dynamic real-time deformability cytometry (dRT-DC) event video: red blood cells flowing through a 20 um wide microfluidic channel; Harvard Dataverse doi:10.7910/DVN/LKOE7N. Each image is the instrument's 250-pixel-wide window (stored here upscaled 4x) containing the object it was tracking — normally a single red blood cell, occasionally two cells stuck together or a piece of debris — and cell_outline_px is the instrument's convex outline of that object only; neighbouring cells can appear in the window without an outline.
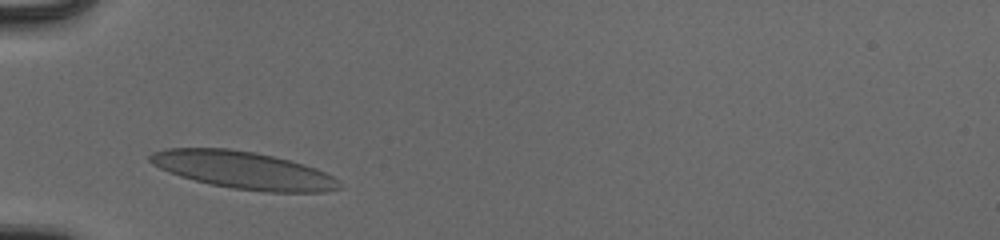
{"species": "human", "species_latin": "Homo sapiens", "temperature_condition": "cold", "stored_images_in_passage": 28, "camera_frame_rate_fps": 3000, "um_per_image_px": 0.085, "donor": {"sex": "male"}, "frame": {"image": 1, "passage_image": 1, "time_ms": 0.0, "image_size_px": [1000, 240], "cell_outline_px": [[344, 188], [324, 192], [268, 192], [232, 188], [212, 184], [180, 176], [160, 168], [152, 164], [148, 160], [148, 156], [152, 152], [168, 148], [228, 148], [252, 152], [272, 156], [304, 164], [316, 168], [340, 180]], "centroid_in_image_um": [20.72, 14.47], "position_along_channel_um": 64.3, "area_um2": 41.1}}
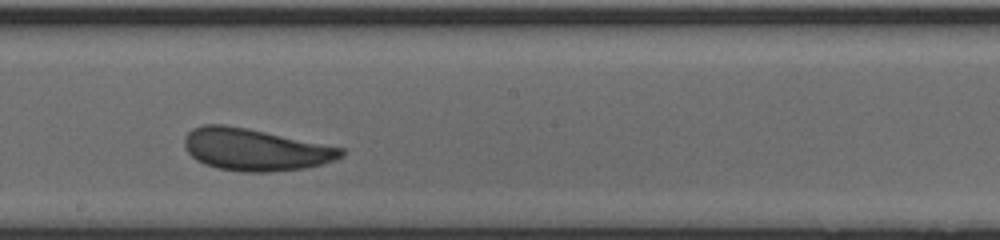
{"frame": {"image": 2, "passage_image": 14, "time_ms": 4.333, "image_size_px": [1000, 240], "cell_outline_px": [[344, 156], [336, 160], [304, 168], [268, 172], [244, 172], [216, 168], [204, 164], [196, 160], [184, 148], [184, 136], [192, 128], [204, 124], [224, 124], [248, 128], [344, 148]], "centroid_in_image_um": [21.66, 12.71], "position_along_channel_um": 226.5, "area_um2": 38.55}}
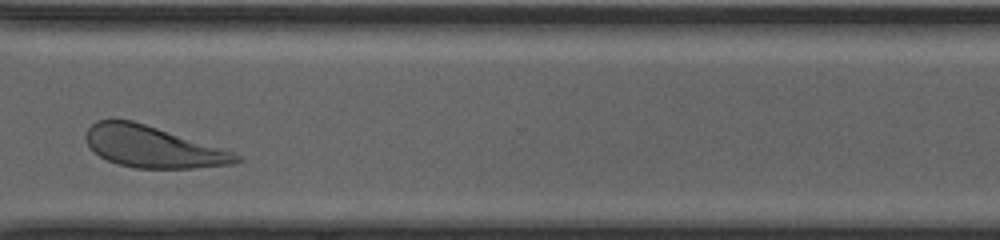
{"frame": {"image": 3, "passage_image": 24, "time_ms": 7.667, "image_size_px": [1000, 240], "cell_outline_px": [[244, 160], [232, 164], [192, 168], [136, 168], [116, 164], [100, 156], [88, 144], [84, 136], [84, 132], [96, 120], [132, 120], [232, 152], [244, 156]], "centroid_in_image_um": [12.96, 12.49], "position_along_channel_um": 357.6, "area_um2": 35.78}, "authors_computed_cell_mechanics": {"area_um2": 37.57, "velocity_mm_per_s": 3.914, "shape_relaxation_time_tau1_ms": 4.5989, "shape_relaxation_time_tau2_ms": 1.0802, "deformation_change_tau1": 0.1505, "deformation_change_tau2": 0.0703}}